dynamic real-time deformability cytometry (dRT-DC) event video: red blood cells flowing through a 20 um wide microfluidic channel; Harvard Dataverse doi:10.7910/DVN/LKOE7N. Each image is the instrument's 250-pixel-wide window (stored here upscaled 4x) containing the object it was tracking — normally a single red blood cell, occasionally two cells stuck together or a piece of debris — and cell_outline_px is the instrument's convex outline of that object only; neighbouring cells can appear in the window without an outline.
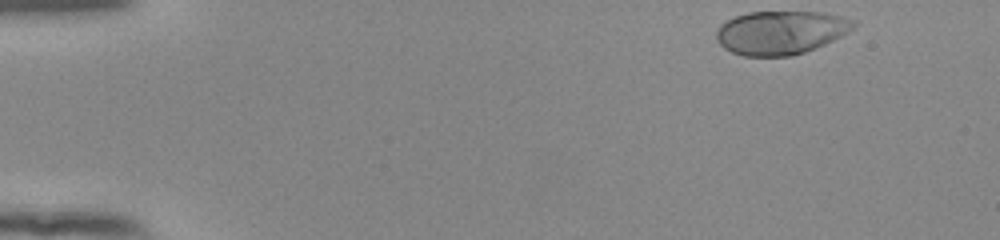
{"species": "human", "species_latin": "Homo sapiens", "temperature_condition": "room temperature", "stored_images_in_passage": 48, "camera_frame_rate_fps": 3000, "um_per_image_px": 0.085, "donor": {"sex": "female"}, "frame": {"image": 1, "passage_image": 1, "time_ms": 0.0, "image_size_px": [1000, 240], "cell_outline_px": [[856, 24], [848, 32], [824, 44], [804, 52], [792, 56], [744, 56], [732, 52], [724, 48], [716, 40], [716, 28], [720, 24], [736, 16], [748, 12], [824, 12], [856, 20]], "centroid_in_image_um": [66.34, 2.76], "position_along_channel_um": 18.7, "area_um2": 34.8}}
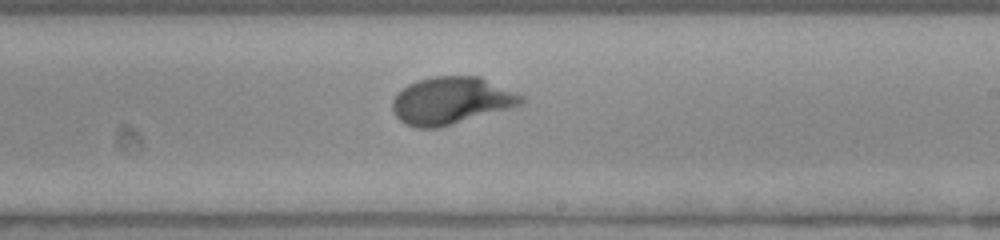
{"frame": {"image": 2, "passage_image": 28, "time_ms": 9.0, "image_size_px": [1000, 240], "cell_outline_px": [[524, 104], [440, 128], [416, 128], [404, 124], [392, 112], [392, 100], [396, 92], [408, 84], [416, 80], [432, 76], [480, 76], [516, 92], [524, 96]], "centroid_in_image_um": [38.33, 8.55], "position_along_channel_um": 250.7, "area_um2": 35.95}}
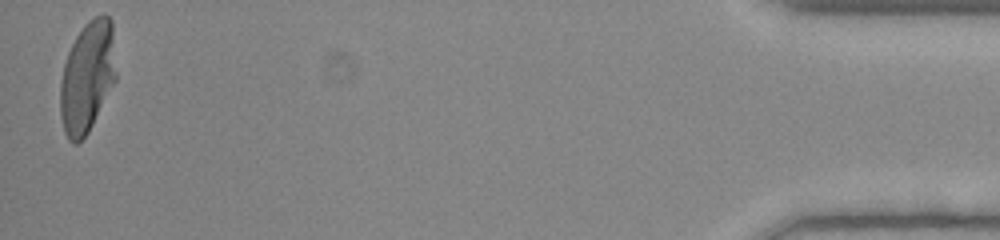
{"frame": {"image": 3, "passage_image": 48, "time_ms": 15.667, "image_size_px": [1000, 240], "cell_outline_px": [[116, 80], [88, 132], [76, 144], [72, 144], [68, 140], [64, 132], [60, 116], [60, 84], [64, 64], [68, 52], [76, 36], [84, 24], [88, 20], [104, 12], [112, 20], [116, 72]], "centroid_in_image_um": [7.42, 6.53], "position_along_channel_um": 427.8, "area_um2": 36.36}, "authors_computed_cell_mechanics": {"area_um2": 34.6222, "velocity_mm_per_s": 3.8933, "shape_relaxation_time_tau1_ms": 2.7497, "shape_relaxation_time_tau2_ms": null, "deformation_change_tau1": 0.2171, "deformation_change_tau2": null}}